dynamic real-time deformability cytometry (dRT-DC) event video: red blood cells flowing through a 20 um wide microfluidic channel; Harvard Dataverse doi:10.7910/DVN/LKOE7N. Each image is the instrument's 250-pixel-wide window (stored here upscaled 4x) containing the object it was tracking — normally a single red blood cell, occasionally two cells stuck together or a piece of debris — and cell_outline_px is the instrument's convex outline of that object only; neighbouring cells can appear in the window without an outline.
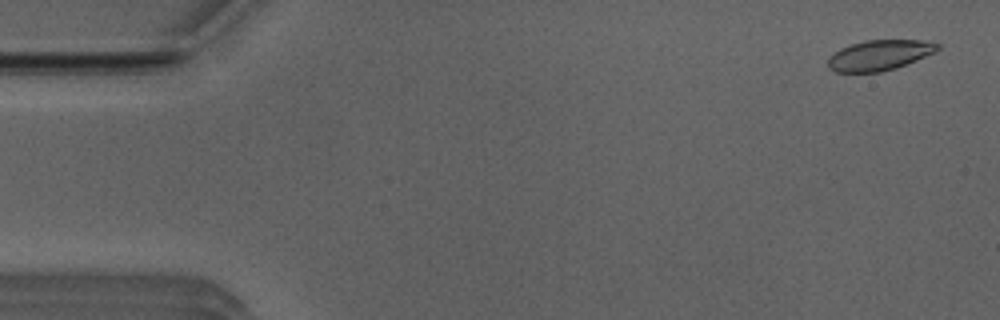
{"species": "Egyptian fruit bat (a non-hibernating species)", "species_latin": "Rousettus aegyptiacus", "temperature_condition": "room temperature", "stored_images_in_passage": 52, "camera_frame_rate_fps": 3000, "um_per_image_px": 0.085, "animal": {"sex": "male"}, "frame": {"image": 1, "passage_image": 2, "time_ms": 0.333, "image_size_px": [1000, 320], "cell_outline_px": [[940, 48], [936, 52], [896, 68], [880, 72], [836, 72], [828, 68], [828, 60], [840, 48], [864, 40], [920, 40], [940, 44]], "centroid_in_image_um": [74.77, 4.69], "position_along_channel_um": 10.2, "area_um2": 19.25}}
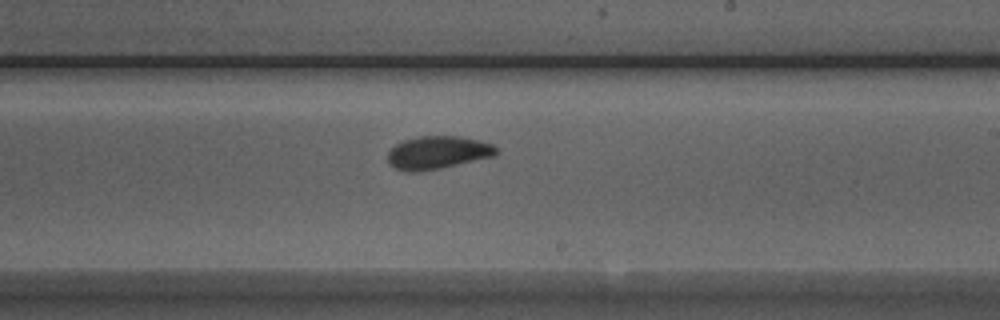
{"frame": {"image": 2, "passage_image": 30, "time_ms": 9.667, "image_size_px": [1000, 320], "cell_outline_px": [[500, 152], [496, 156], [440, 168], [420, 172], [404, 172], [388, 164], [388, 152], [396, 144], [404, 140], [420, 136], [460, 136], [492, 144]], "centroid_in_image_um": [37.2, 12.98], "position_along_channel_um": 251.8, "area_um2": 20.92}}
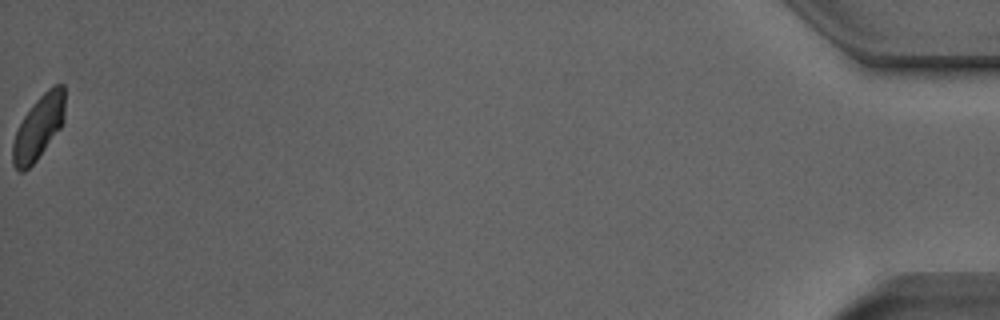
{"frame": {"image": 3, "passage_image": 52, "time_ms": 17.0, "image_size_px": [1000, 320], "cell_outline_px": [[64, 120], [60, 128], [36, 160], [24, 172], [20, 172], [12, 164], [12, 144], [16, 132], [24, 116], [36, 100], [48, 88], [56, 84], [64, 84]], "centroid_in_image_um": [3.27, 10.83], "position_along_channel_um": 431.9, "area_um2": 19.13}, "authors_computed_cell_mechanics": {"area_um2": 20.519, "velocity_mm_per_s": 3.9289, "shape_relaxation_time_tau1_ms": 3.6831, "shape_relaxation_time_tau2_ms": 1.9176, "deformation_change_tau1": 0.1061, "deformation_change_tau2": 0.0457}}